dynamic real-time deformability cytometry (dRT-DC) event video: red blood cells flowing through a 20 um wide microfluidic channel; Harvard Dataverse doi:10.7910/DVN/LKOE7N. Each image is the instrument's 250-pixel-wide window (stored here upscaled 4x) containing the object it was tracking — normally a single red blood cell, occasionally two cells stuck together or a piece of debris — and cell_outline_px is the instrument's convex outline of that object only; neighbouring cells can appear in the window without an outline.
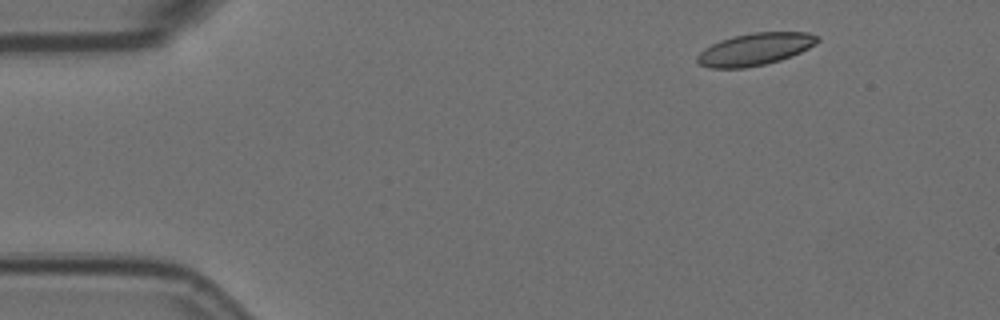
{"species": "Egyptian fruit bat (a non-hibernating species)", "species_latin": "Rousettus aegyptiacus", "temperature_condition": "room temperature", "stored_images_in_passage": 5, "camera_frame_rate_fps": 3000, "um_per_image_px": 0.085, "animal": {"sex": "female"}, "frame": {"image": 1, "passage_image": 2, "time_ms": 0.333, "image_size_px": [1000, 320], "cell_outline_px": [[820, 40], [816, 44], [792, 56], [780, 60], [764, 64], [744, 68], [712, 68], [700, 64], [696, 60], [696, 56], [704, 48], [720, 40], [732, 36], [752, 32], [808, 32], [820, 36]], "centroid_in_image_um": [64.19, 4.17], "position_along_channel_um": 20.8, "area_um2": 22.66}}
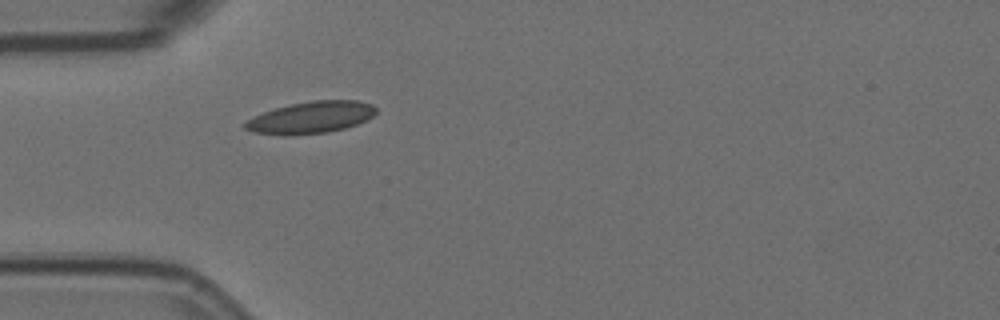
{"frame": {"image": 2, "passage_image": 5, "time_ms": 1.333, "image_size_px": [1000, 320], "cell_outline_px": [[376, 112], [368, 120], [344, 128], [328, 132], [252, 132], [244, 128], [244, 124], [248, 120], [264, 112], [288, 104], [312, 100], [356, 100], [372, 104], [376, 108]], "centroid_in_image_um": [26.53, 9.92], "position_along_channel_um": 58.5, "area_um2": 23.24}}